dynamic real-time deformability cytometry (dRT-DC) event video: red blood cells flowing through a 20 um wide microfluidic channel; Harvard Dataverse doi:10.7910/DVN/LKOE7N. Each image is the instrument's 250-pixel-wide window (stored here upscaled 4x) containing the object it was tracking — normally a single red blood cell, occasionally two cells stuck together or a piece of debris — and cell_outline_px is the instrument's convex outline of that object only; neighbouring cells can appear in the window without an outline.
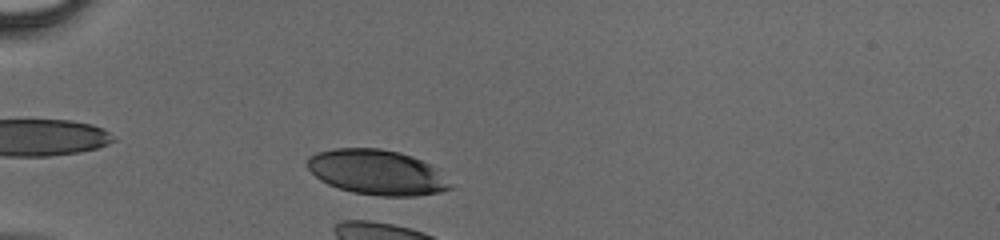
{"species": "human", "species_latin": "Homo sapiens", "temperature_condition": "cold", "stored_images_in_passage": 5, "camera_frame_rate_fps": 3000, "um_per_image_px": 0.085, "donor": {"sex": "male"}, "frame": {"image": 1, "passage_image": 5, "time_ms": 1.333, "image_size_px": [1000, 240], "cell_outline_px": [[452, 188], [440, 192], [416, 196], [380, 196], [352, 192], [328, 184], [320, 180], [304, 164], [308, 156], [316, 152], [336, 148], [380, 148], [400, 152], [412, 156], [436, 168], [452, 184]], "centroid_in_image_um": [32.02, 14.64], "position_along_channel_um": 53.0, "area_um2": 37.63}}